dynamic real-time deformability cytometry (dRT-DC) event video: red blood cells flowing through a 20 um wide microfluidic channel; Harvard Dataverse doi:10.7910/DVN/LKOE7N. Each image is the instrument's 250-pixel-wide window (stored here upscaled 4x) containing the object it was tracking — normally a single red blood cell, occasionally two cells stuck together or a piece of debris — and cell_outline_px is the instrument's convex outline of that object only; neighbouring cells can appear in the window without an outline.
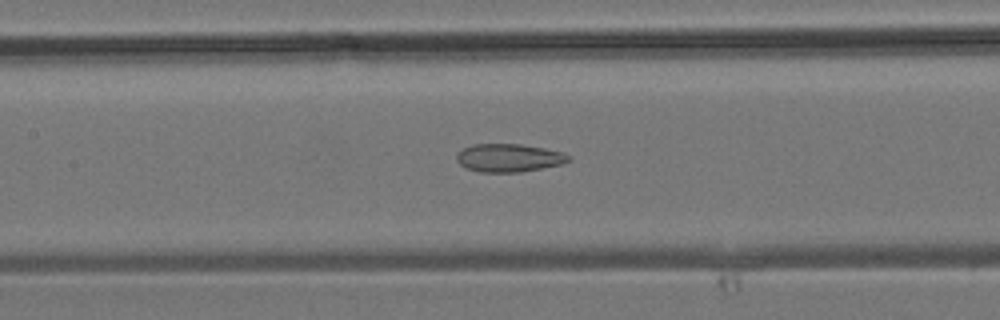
{"species": "common noctule bat (a hibernating species)", "species_latin": "Nyctalus noctula", "temperature_condition": "room temperature", "stored_images_in_passage": 26, "camera_frame_rate_fps": 3000, "um_per_image_px": 0.085, "animal": {"sex": "male", "body_mass_g": 19.2, "forearm_length_mm": 51.8}, "frame": {"image": 1, "passage_image": 16, "time_ms": 5.0, "image_size_px": [1000, 320], "cell_outline_px": [[572, 160], [564, 164], [520, 172], [480, 172], [464, 168], [456, 160], [456, 156], [464, 148], [472, 144], [520, 144], [544, 148], [564, 152]], "centroid_in_image_um": [43.27, 13.42], "position_along_channel_um": 164.1, "area_um2": 18.44}}
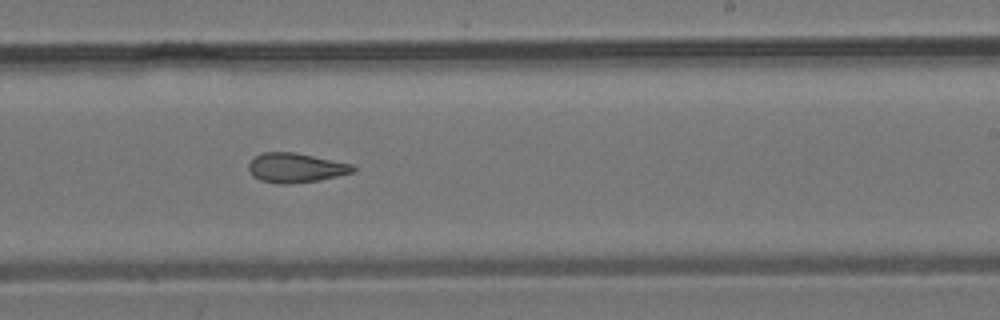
{"frame": {"image": 2, "passage_image": 22, "time_ms": 7.0, "image_size_px": [1000, 320], "cell_outline_px": [[356, 172], [320, 180], [292, 184], [276, 184], [260, 180], [252, 176], [248, 168], [248, 164], [256, 156], [264, 152], [296, 152], [352, 164], [356, 168]], "centroid_in_image_um": [25.15, 14.27], "position_along_channel_um": 263.8, "area_um2": 18.15}}
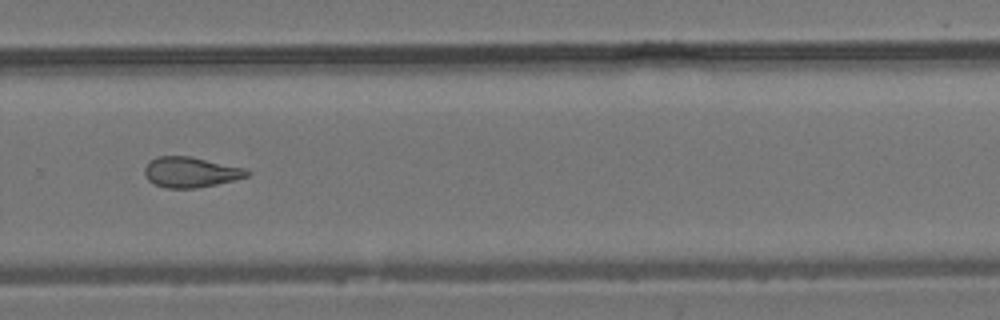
{"frame": {"image": 3, "passage_image": 25, "time_ms": 8.0, "image_size_px": [1000, 320], "cell_outline_px": [[252, 172], [248, 176], [216, 184], [196, 188], [168, 188], [152, 184], [144, 176], [144, 168], [156, 156], [192, 156], [244, 168]], "centroid_in_image_um": [16.18, 14.63], "position_along_channel_um": 313.6, "area_um2": 18.15}}